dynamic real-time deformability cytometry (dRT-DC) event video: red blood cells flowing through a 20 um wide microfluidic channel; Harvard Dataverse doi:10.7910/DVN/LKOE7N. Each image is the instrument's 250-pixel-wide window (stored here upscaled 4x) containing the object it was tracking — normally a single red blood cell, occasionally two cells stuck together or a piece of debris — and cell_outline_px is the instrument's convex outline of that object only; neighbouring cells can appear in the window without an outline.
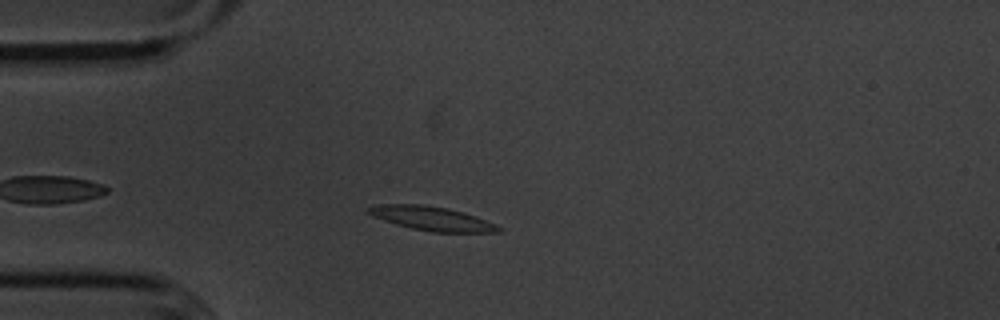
{"species": "common noctule bat (a hibernating species)", "species_latin": "Nyctalus noctula", "temperature_condition": "cold", "stored_images_in_passage": 38, "camera_frame_rate_fps": 3000, "um_per_image_px": 0.085, "animal": {"sex": "male", "body_mass_g": 20.1, "forearm_length_mm": 53.5}, "frame": {"image": 1, "passage_image": 7, "time_ms": 2.0, "image_size_px": [1000, 320], "cell_outline_px": [[504, 232], [432, 232], [412, 228], [396, 224], [372, 216], [364, 212], [364, 208], [380, 204], [424, 204], [448, 208], [464, 212], [476, 216], [496, 224], [504, 228]], "centroid_in_image_um": [36.71, 18.56], "position_along_channel_um": 48.3, "area_um2": 18.5}}
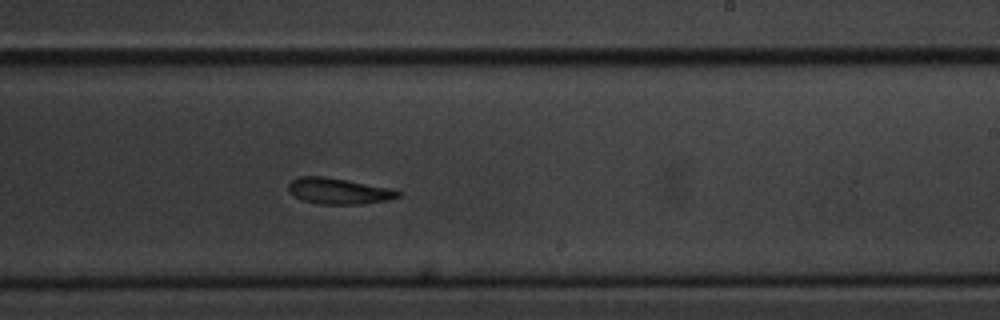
{"frame": {"image": 2, "passage_image": 26, "time_ms": 8.333, "image_size_px": [1000, 320], "cell_outline_px": [[400, 196], [388, 200], [364, 204], [320, 204], [304, 200], [288, 192], [288, 184], [292, 180], [300, 176], [324, 176], [388, 188], [400, 192]], "centroid_in_image_um": [28.75, 16.24], "position_along_channel_um": 260.2, "area_um2": 16.36}}
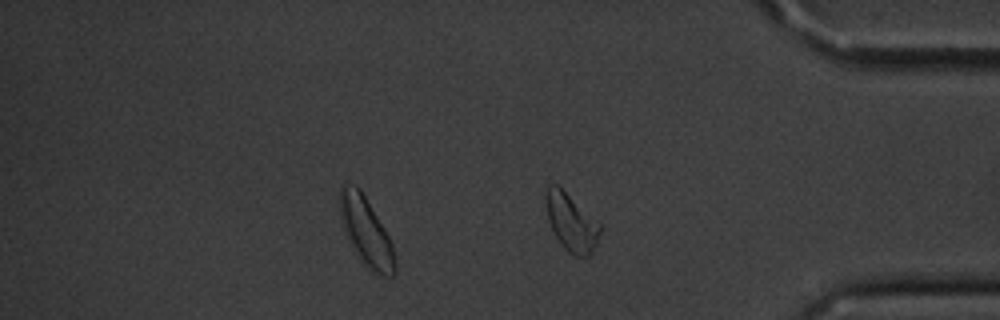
{"frame": {"image": 3, "passage_image": 38, "time_ms": 12.333, "image_size_px": [1000, 320], "cell_outline_px": [[604, 228], [592, 252], [588, 256], [576, 256], [568, 252], [560, 244], [548, 220], [544, 200], [544, 196], [548, 184], [556, 184], [604, 224]], "centroid_in_image_um": [48.6, 18.89], "position_along_channel_um": 386.6, "area_um2": 18.67}, "authors_computed_cell_mechanics": {"area_um2": 17.4267, "velocity_mm_per_s": 3.5613, "shape_relaxation_time_tau1_ms": 3.7398, "shape_relaxation_time_tau2_ms": null, "deformation_change_tau1": 0.0978, "deformation_change_tau2": null}}